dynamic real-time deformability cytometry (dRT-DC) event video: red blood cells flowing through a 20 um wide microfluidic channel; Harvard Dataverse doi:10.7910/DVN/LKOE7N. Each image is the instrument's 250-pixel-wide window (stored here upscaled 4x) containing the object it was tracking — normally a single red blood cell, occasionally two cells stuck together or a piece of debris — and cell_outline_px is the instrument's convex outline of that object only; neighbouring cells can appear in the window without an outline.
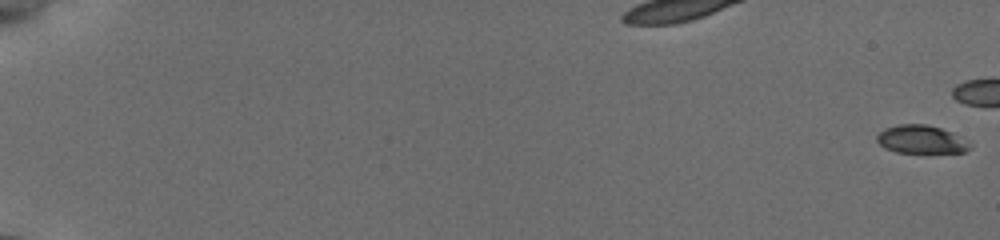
{"species": "common noctule bat (a hibernating species)", "species_latin": "Nyctalus noctula", "temperature_condition": "cold", "stored_images_in_passage": 31, "segment_of_instrument_passage": [1, 2], "camera_frame_rate_fps": 3000, "um_per_image_px": 0.085, "animal": {"sex": "female", "body_mass_g": 19.5, "forearm_length_mm": 54.1}, "frame": {"image": 1, "passage_image": 1, "time_ms": 0.0, "image_size_px": [1000, 240], "cell_outline_px": [[972, 148], [964, 152], [896, 152], [884, 148], [876, 140], [876, 136], [884, 128], [896, 124], [928, 124], [952, 132], [972, 144]], "centroid_in_image_um": [78.29, 11.84], "position_along_channel_um": 6.7, "area_um2": 15.32}}
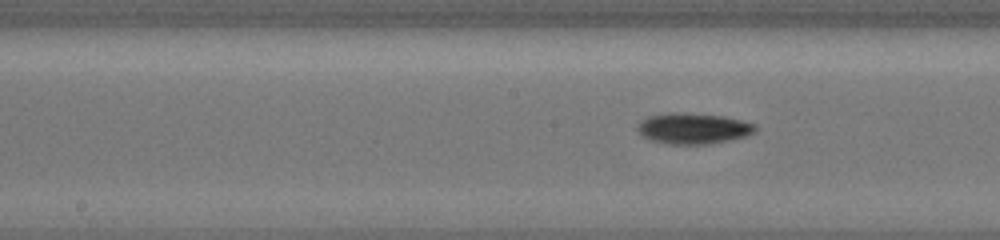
{"frame": {"image": 2, "passage_image": 23, "time_ms": 10.333, "image_size_px": [1000, 240], "cell_outline_px": [[756, 128], [752, 132], [744, 136], [712, 144], [668, 144], [652, 140], [644, 136], [636, 128], [648, 116], [720, 116], [740, 120], [756, 124]], "centroid_in_image_um": [58.98, 10.99], "position_along_channel_um": 189.2, "area_um2": 19.59}}
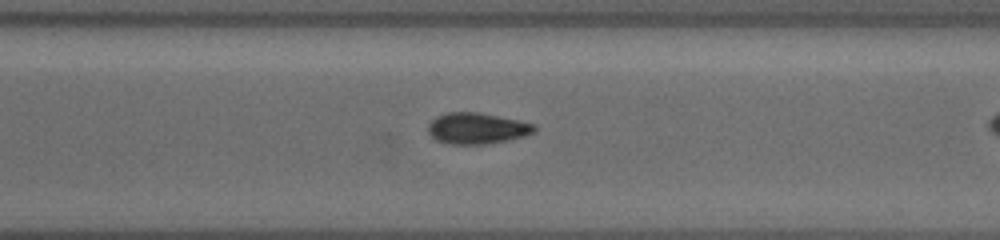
{"frame": {"image": 3, "passage_image": 30, "time_ms": 14.0, "image_size_px": [1000, 240], "cell_outline_px": [[536, 128], [532, 132], [520, 136], [504, 140], [484, 144], [444, 144], [436, 140], [428, 132], [428, 124], [436, 116], [448, 112], [476, 112], [520, 120], [536, 124]], "centroid_in_image_um": [40.48, 10.9], "position_along_channel_um": 330.1, "area_um2": 19.07}}